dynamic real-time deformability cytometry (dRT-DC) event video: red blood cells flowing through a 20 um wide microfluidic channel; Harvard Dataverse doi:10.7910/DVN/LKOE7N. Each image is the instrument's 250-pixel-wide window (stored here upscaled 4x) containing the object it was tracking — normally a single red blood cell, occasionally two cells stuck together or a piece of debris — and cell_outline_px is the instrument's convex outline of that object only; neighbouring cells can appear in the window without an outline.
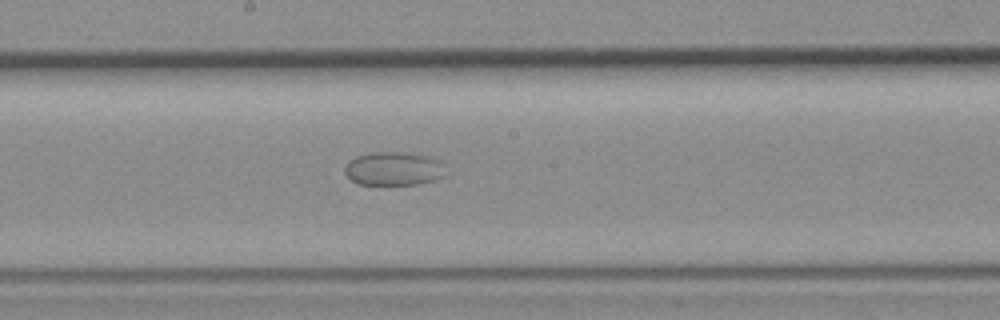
{"species": "common noctule bat (a hibernating species)", "species_latin": "Nyctalus noctula", "temperature_condition": "room temperature", "stored_images_in_passage": 42, "camera_frame_rate_fps": 3000, "um_per_image_px": 0.085, "animal": {"sex": "female", "body_mass_g": 19.3, "forearm_length_mm": 54.1}, "frame": {"image": 1, "passage_image": 22, "time_ms": 7.0, "image_size_px": [1000, 320], "cell_outline_px": [[444, 176], [436, 180], [416, 184], [356, 184], [344, 172], [344, 168], [356, 156], [372, 152], [396, 152], [432, 156], [440, 160]], "centroid_in_image_um": [33.46, 14.34], "position_along_channel_um": 214.7, "area_um2": 19.54}}
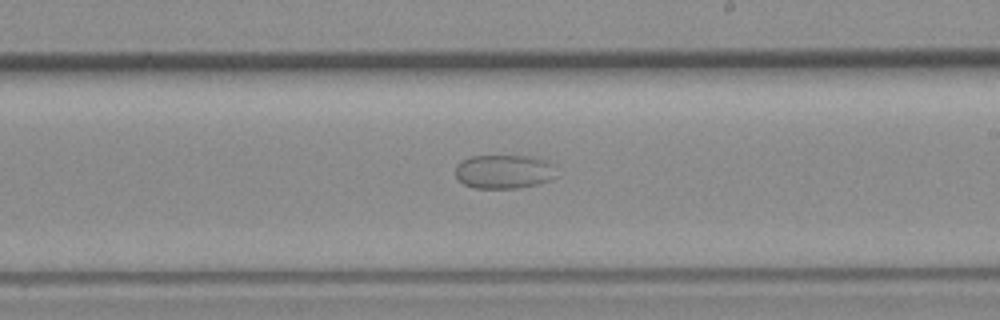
{"frame": {"image": 2, "passage_image": 24, "time_ms": 7.667, "image_size_px": [1000, 320], "cell_outline_px": [[556, 176], [552, 180], [520, 188], [476, 188], [464, 184], [456, 176], [456, 164], [472, 156], [524, 156], [548, 160], [556, 164]], "centroid_in_image_um": [42.9, 14.59], "position_along_channel_um": 246.1, "area_um2": 20.11}}
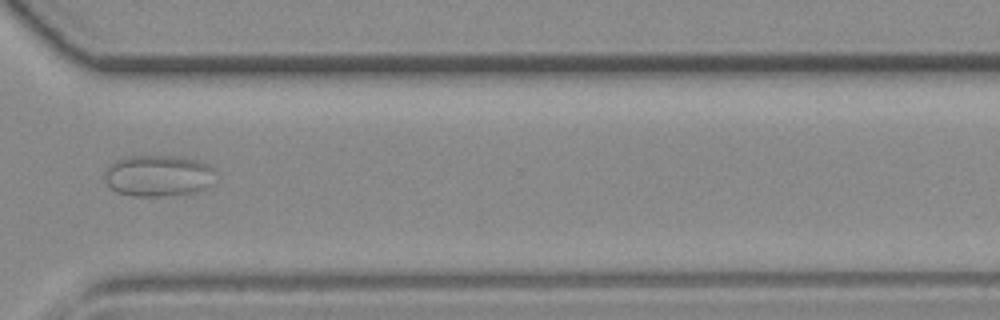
{"frame": {"image": 3, "passage_image": 31, "time_ms": 10.0, "image_size_px": [1000, 320], "cell_outline_px": [[212, 168], [208, 184], [204, 188], [196, 192], [168, 196], [132, 196], [116, 192], [104, 180], [104, 172], [108, 164], [116, 160], [132, 156], [172, 156], [196, 160], [208, 164]], "centroid_in_image_um": [13.35, 14.94], "position_along_channel_um": 357.3, "area_um2": 26.41}}